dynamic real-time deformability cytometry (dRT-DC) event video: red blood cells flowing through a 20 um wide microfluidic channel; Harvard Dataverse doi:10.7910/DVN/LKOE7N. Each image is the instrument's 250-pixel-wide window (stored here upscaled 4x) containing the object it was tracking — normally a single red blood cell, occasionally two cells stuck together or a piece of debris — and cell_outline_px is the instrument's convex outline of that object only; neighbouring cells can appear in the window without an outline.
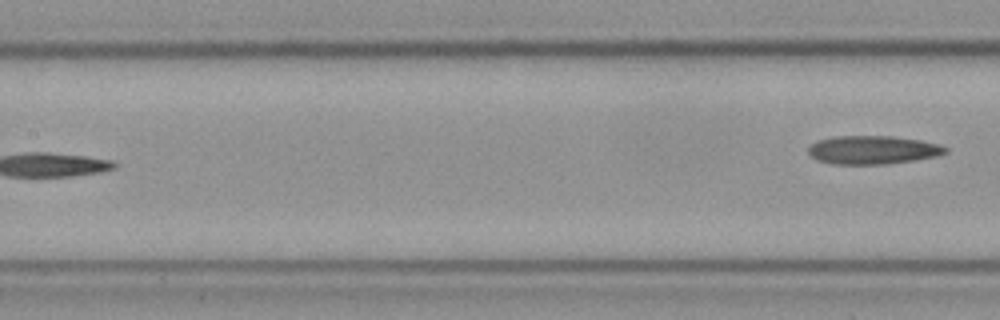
{"species": "Egyptian fruit bat (a non-hibernating species)", "species_latin": "Rousettus aegyptiacus", "temperature_condition": "cold", "stored_images_in_passage": 8, "segment_of_instrument_passage": [2, 2], "camera_frame_rate_fps": 3000, "um_per_image_px": 0.085, "frame": {"image": 1, "passage_image": 8, "time_ms": 2.333, "image_size_px": [1000, 320], "cell_outline_px": [[948, 152], [936, 156], [912, 160], [884, 164], [832, 164], [816, 160], [808, 152], [808, 148], [816, 140], [832, 136], [892, 136], [920, 140], [940, 144], [948, 148]], "centroid_in_image_um": [74.16, 12.73], "position_along_channel_um": 133.2, "area_um2": 22.77}}